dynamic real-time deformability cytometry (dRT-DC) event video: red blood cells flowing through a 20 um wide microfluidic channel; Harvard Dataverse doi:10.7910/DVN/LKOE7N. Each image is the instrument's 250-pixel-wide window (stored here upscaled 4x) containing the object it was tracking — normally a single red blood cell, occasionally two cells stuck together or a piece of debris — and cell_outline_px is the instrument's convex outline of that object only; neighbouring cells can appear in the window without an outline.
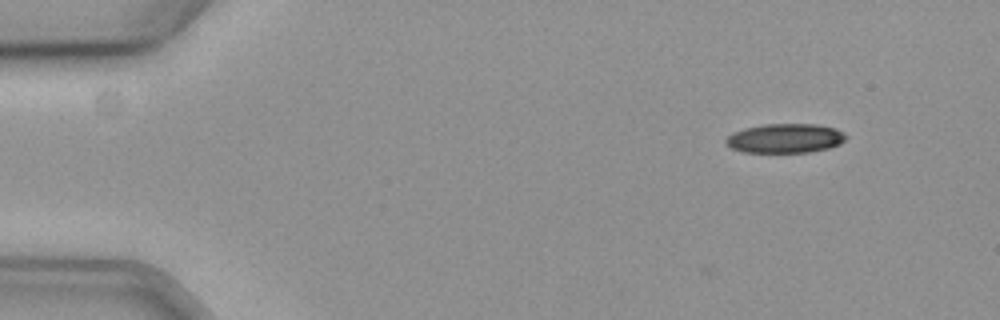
{"species": "common noctule bat (a hibernating species)", "species_latin": "Nyctalus noctula", "temperature_condition": "cold", "stored_images_in_passage": 3, "camera_frame_rate_fps": 3000, "um_per_image_px": 0.085, "animal": {"sex": "female", "body_mass_g": 19.3, "forearm_length_mm": 54.1}, "frame": {"image": 1, "passage_image": 1, "time_ms": 0.0, "image_size_px": [1000, 320], "cell_outline_px": [[848, 136], [840, 144], [828, 148], [808, 152], [744, 152], [732, 148], [724, 144], [724, 140], [732, 132], [744, 128], [764, 124], [816, 124], [836, 128], [844, 132]], "centroid_in_image_um": [66.73, 11.75], "position_along_channel_um": 18.3, "area_um2": 20.63}}